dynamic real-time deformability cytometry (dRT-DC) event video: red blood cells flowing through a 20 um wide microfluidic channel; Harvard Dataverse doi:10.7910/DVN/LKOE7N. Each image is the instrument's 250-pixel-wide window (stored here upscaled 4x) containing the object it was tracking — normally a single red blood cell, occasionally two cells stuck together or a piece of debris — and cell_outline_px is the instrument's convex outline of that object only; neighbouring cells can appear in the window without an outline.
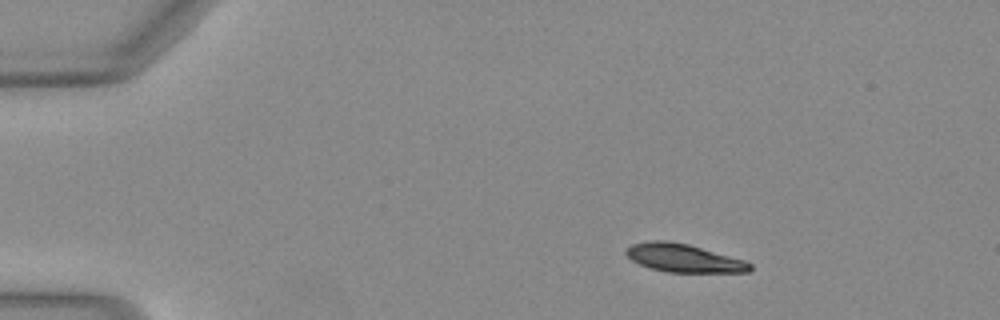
{"species": "Egyptian fruit bat (a non-hibernating species)", "species_latin": "Rousettus aegyptiacus", "temperature_condition": "warm", "stored_images_in_passage": 43, "camera_frame_rate_fps": 3000, "um_per_image_px": 0.085, "animal": {"sex": "female"}, "frame": {"image": 1, "passage_image": 1, "time_ms": 0.0, "image_size_px": [1000, 320], "cell_outline_px": [[752, 268], [748, 272], [664, 272], [648, 268], [632, 260], [624, 252], [624, 248], [632, 244], [648, 240], [668, 240], [688, 244], [744, 260], [752, 264]], "centroid_in_image_um": [58.06, 21.93], "position_along_channel_um": 26.9, "area_um2": 20.46}}
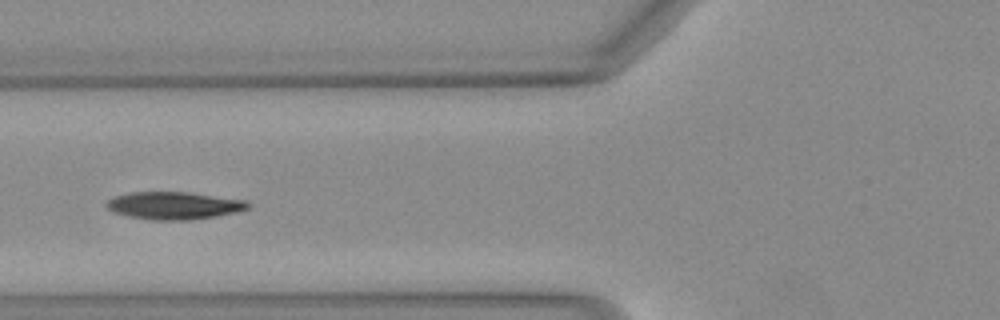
{"frame": {"image": 2, "passage_image": 13, "time_ms": 4.0, "image_size_px": [1000, 320], "cell_outline_px": [[252, 204], [248, 208], [236, 212], [216, 216], [192, 220], [152, 220], [132, 216], [116, 212], [108, 208], [104, 204], [108, 200], [116, 196], [132, 192], [188, 192], [248, 200]], "centroid_in_image_um": [14.86, 17.46], "position_along_channel_um": 110.9, "area_um2": 22.6}}
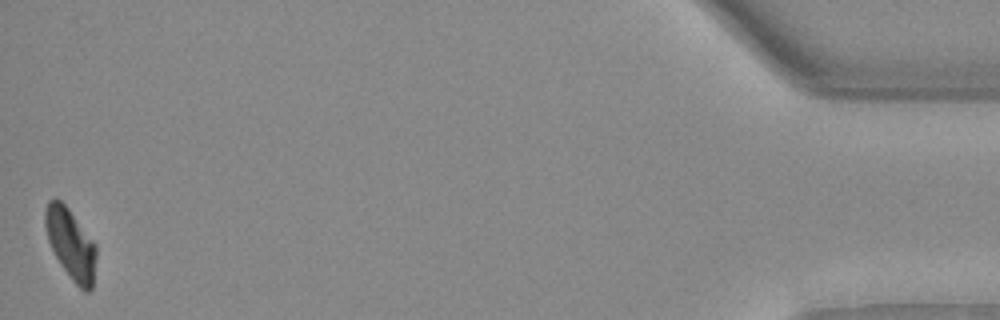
{"frame": {"image": 3, "passage_image": 43, "time_ms": 14.0, "image_size_px": [1000, 320], "cell_outline_px": [[96, 256], [92, 288], [88, 292], [84, 292], [72, 280], [60, 264], [48, 240], [44, 224], [44, 212], [48, 200], [60, 200], [68, 208], [96, 244]], "centroid_in_image_um": [6.01, 20.74], "position_along_channel_um": 429.2, "area_um2": 20.81}, "authors_computed_cell_mechanics": {"area_um2": 22.5998, "velocity_mm_per_s": 4.0755, "shape_relaxation_time_tau1_ms": 2.5738, "shape_relaxation_time_tau2_ms": 2.2115, "deformation_change_tau1": 0.1634, "deformation_change_tau2": 0.0592}}